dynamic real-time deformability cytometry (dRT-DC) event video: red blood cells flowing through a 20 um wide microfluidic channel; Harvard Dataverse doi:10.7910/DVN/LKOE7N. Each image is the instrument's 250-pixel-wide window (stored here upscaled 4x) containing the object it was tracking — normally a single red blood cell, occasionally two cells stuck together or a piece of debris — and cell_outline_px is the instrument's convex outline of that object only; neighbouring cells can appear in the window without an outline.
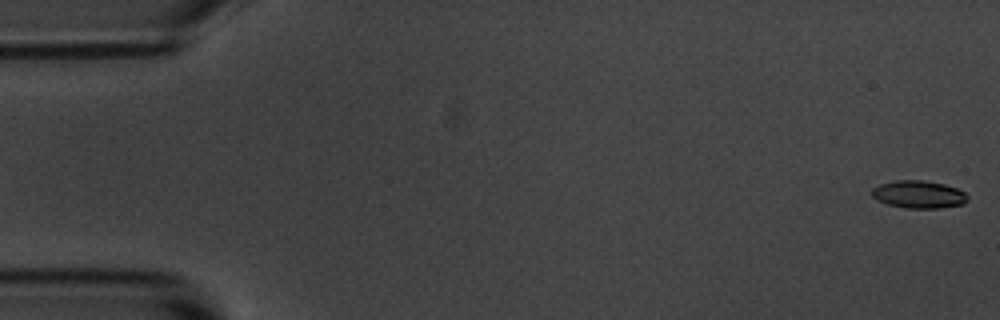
{"species": "common noctule bat (a hibernating species)", "species_latin": "Nyctalus noctula", "temperature_condition": "room temperature", "stored_images_in_passage": 51, "camera_frame_rate_fps": 3000, "um_per_image_px": 0.085, "animal": {"sex": "male", "body_mass_g": 20.1, "forearm_length_mm": 53.5}, "frame": {"image": 1, "passage_image": 1, "time_ms": 0.0, "image_size_px": [1000, 320], "cell_outline_px": [[968, 200], [964, 204], [940, 208], [904, 208], [888, 204], [876, 200], [872, 196], [872, 188], [880, 184], [896, 180], [924, 180], [944, 184], [956, 188], [964, 192], [968, 196]], "centroid_in_image_um": [78.09, 16.53], "position_along_channel_um": 6.9, "area_um2": 15.49}}
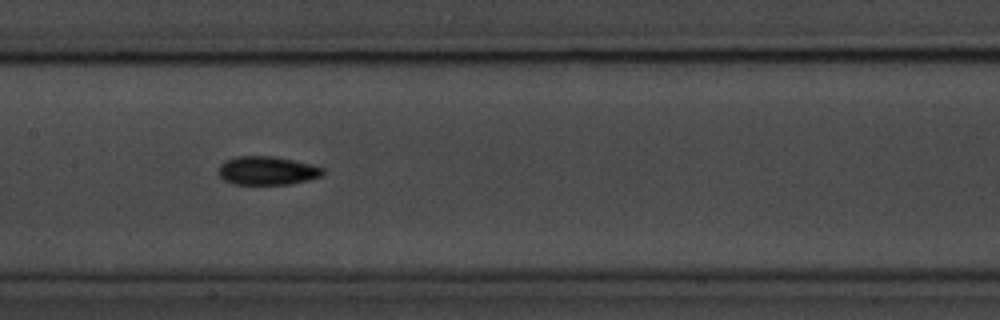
{"frame": {"image": 2, "passage_image": 27, "time_ms": 8.667, "image_size_px": [1000, 320], "cell_outline_px": [[324, 172], [320, 176], [308, 180], [288, 184], [232, 184], [224, 180], [220, 176], [220, 164], [224, 160], [236, 156], [272, 156], [312, 164], [324, 168]], "centroid_in_image_um": [22.7, 14.5], "position_along_channel_um": 184.7, "area_um2": 17.28}}
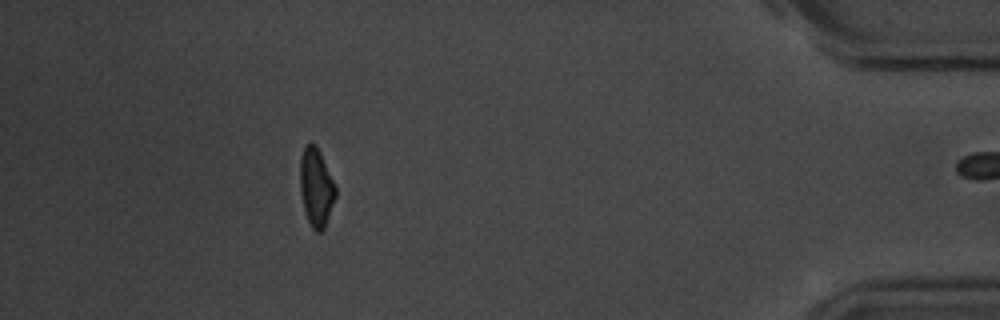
{"frame": {"image": 3, "passage_image": 50, "time_ms": 16.333, "image_size_px": [1000, 320], "cell_outline_px": [[336, 196], [324, 228], [320, 232], [316, 232], [312, 228], [304, 212], [300, 192], [300, 156], [304, 148], [308, 144], [316, 144], [336, 184]], "centroid_in_image_um": [26.87, 15.93], "position_along_channel_um": 408.3, "area_um2": 16.3}}